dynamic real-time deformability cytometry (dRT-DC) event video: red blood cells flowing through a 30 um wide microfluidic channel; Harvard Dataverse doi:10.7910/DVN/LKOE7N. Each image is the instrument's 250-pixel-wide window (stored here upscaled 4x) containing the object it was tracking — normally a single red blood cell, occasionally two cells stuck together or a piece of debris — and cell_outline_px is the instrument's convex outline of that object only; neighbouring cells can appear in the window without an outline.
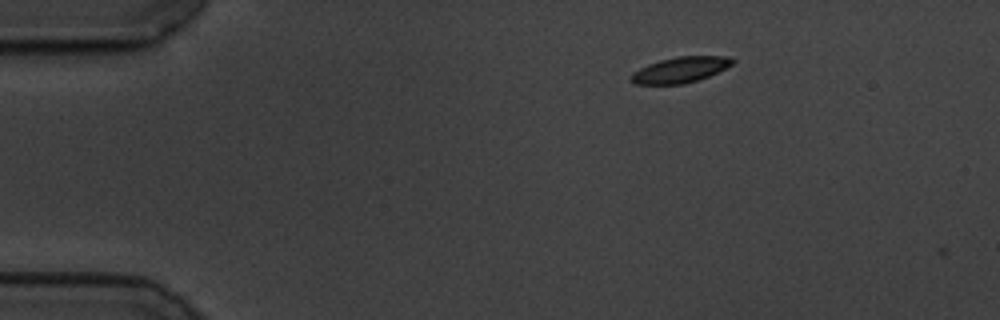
{"species": "common noctule bat (a hibernating species)", "species_latin": "Nyctalus noctula", "temperature_condition": "cold", "stored_images_in_passage": 3, "camera_frame_rate_fps": 3000, "um_per_image_px": 0.085, "animal": {"sex": "male", "body_mass_g": 19.5, "forearm_length_mm": 54.6}, "frame": {"image": 1, "passage_image": 2, "time_ms": 0.333, "image_size_px": [1000, 320], "cell_outline_px": [[736, 60], [732, 64], [708, 76], [684, 84], [636, 84], [628, 80], [632, 72], [648, 64], [660, 60], [676, 56], [728, 56]], "centroid_in_image_um": [57.78, 5.93], "position_along_channel_um": 27.2, "area_um2": 15.14}}